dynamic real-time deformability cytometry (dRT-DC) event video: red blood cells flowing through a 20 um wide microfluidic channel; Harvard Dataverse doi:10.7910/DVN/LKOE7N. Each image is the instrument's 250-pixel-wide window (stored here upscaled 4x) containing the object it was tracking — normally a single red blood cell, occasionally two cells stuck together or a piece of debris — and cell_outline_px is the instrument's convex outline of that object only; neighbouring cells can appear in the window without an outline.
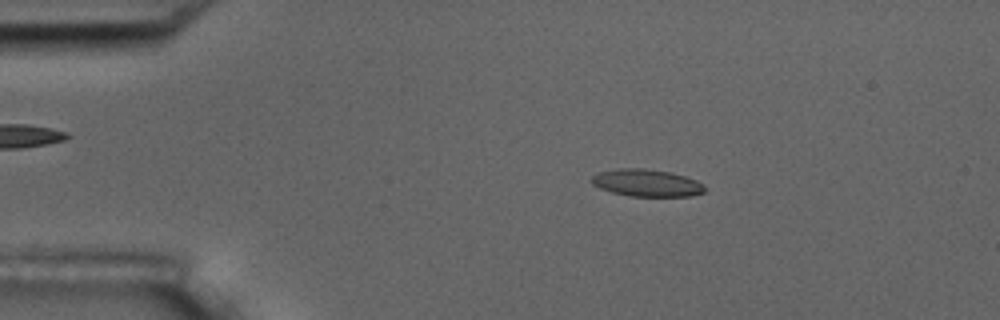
{"species": "common noctule bat (a hibernating species)", "species_latin": "Nyctalus noctula", "temperature_condition": "room temperature", "stored_images_in_passage": 56, "camera_frame_rate_fps": 3000, "um_per_image_px": 0.085, "animal": {"sex": "male", "body_mass_g": 17.5, "forearm_length_mm": 52.3}, "frame": {"image": 1, "passage_image": 10, "time_ms": 3.0, "image_size_px": [1000, 320], "cell_outline_px": [[708, 188], [704, 192], [692, 196], [632, 196], [612, 192], [600, 188], [592, 184], [592, 176], [600, 172], [616, 168], [644, 168], [672, 172], [696, 180], [704, 184]], "centroid_in_image_um": [55.01, 15.54], "position_along_channel_um": 30.0, "area_um2": 18.03}}
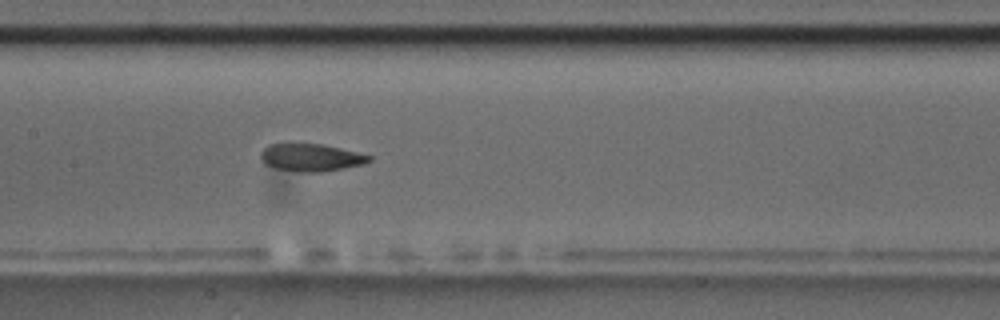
{"frame": {"image": 2, "passage_image": 27, "time_ms": 8.667, "image_size_px": [1000, 320], "cell_outline_px": [[372, 160], [364, 164], [320, 172], [304, 172], [272, 168], [264, 164], [260, 160], [260, 152], [268, 144], [288, 140], [292, 140], [320, 144], [340, 148], [372, 156]], "centroid_in_image_um": [26.32, 13.34], "position_along_channel_um": 181.1, "area_um2": 18.15}}
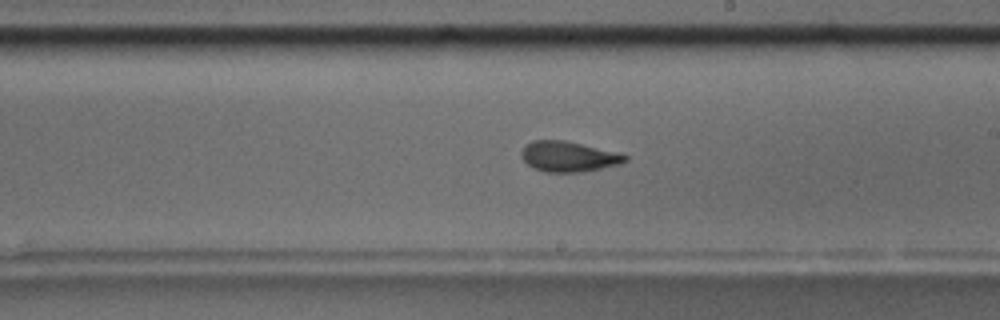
{"frame": {"image": 3, "passage_image": 32, "time_ms": 10.333, "image_size_px": [1000, 320], "cell_outline_px": [[628, 160], [620, 164], [584, 172], [544, 172], [532, 168], [520, 156], [520, 152], [524, 144], [532, 140], [564, 140], [628, 156]], "centroid_in_image_um": [48.24, 13.32], "position_along_channel_um": 240.8, "area_um2": 18.26}, "authors_computed_cell_mechanics": {"area_um2": 18.1492, "velocity_mm_per_s": 3.6021, "shape_relaxation_time_tau1_ms": 7.2123, "shape_relaxation_time_tau2_ms": 3.1489, "deformation_change_tau1": 0.2014, "deformation_change_tau2": 0.0938}}